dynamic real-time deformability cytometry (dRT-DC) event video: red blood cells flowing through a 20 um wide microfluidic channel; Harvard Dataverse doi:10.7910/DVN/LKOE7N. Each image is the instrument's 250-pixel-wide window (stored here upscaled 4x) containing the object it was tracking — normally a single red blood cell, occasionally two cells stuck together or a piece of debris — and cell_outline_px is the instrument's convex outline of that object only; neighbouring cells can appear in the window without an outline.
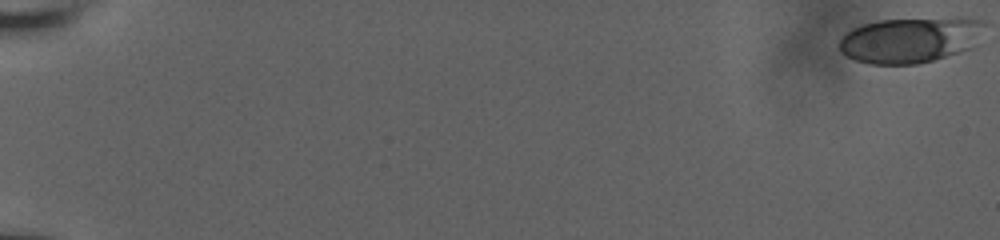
{"species": "human", "species_latin": "Homo sapiens", "temperature_condition": "room temperature", "stored_images_in_passage": 58, "camera_frame_rate_fps": 3000, "um_per_image_px": 0.085, "donor": {"sex": "male"}, "frame": {"image": 1, "passage_image": 1, "time_ms": 0.0, "image_size_px": [1000, 240], "cell_outline_px": [[984, 24], [968, 48], [960, 52], [920, 64], [868, 64], [856, 60], [840, 52], [840, 40], [852, 28], [864, 24], [880, 20], [956, 16], [968, 16], [984, 20]], "centroid_in_image_um": [77.36, 3.36], "position_along_channel_um": 7.6, "area_um2": 38.61}}
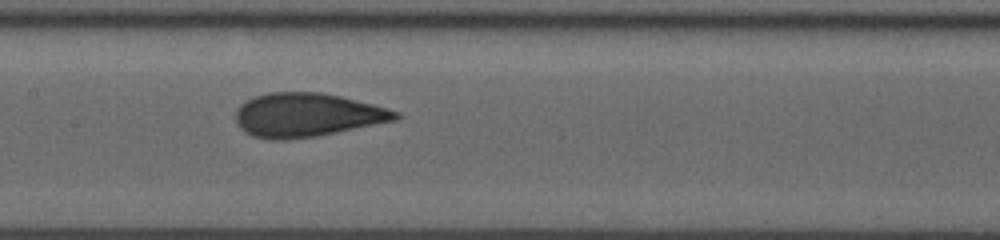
{"frame": {"image": 2, "passage_image": 32, "time_ms": 10.333, "image_size_px": [1000, 240], "cell_outline_px": [[400, 116], [396, 120], [316, 136], [284, 140], [272, 140], [252, 136], [244, 132], [240, 128], [236, 120], [236, 108], [240, 104], [256, 96], [268, 92], [320, 92], [340, 96], [388, 108], [400, 112]], "centroid_in_image_um": [26.07, 9.77], "position_along_channel_um": 181.3, "area_um2": 40.63}}
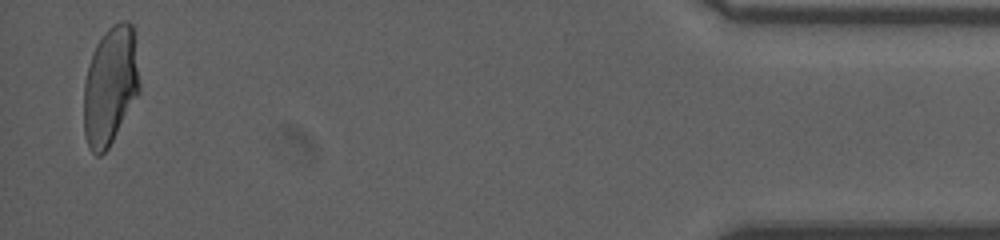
{"frame": {"image": 3, "passage_image": 57, "time_ms": 18.667, "image_size_px": [1000, 240], "cell_outline_px": [[140, 88], [136, 96], [108, 148], [100, 156], [96, 156], [88, 148], [84, 136], [84, 80], [92, 52], [96, 44], [104, 32], [112, 24], [120, 20], [128, 20], [132, 24], [140, 84]], "centroid_in_image_um": [9.34, 7.27], "position_along_channel_um": 425.9, "area_um2": 38.32}}